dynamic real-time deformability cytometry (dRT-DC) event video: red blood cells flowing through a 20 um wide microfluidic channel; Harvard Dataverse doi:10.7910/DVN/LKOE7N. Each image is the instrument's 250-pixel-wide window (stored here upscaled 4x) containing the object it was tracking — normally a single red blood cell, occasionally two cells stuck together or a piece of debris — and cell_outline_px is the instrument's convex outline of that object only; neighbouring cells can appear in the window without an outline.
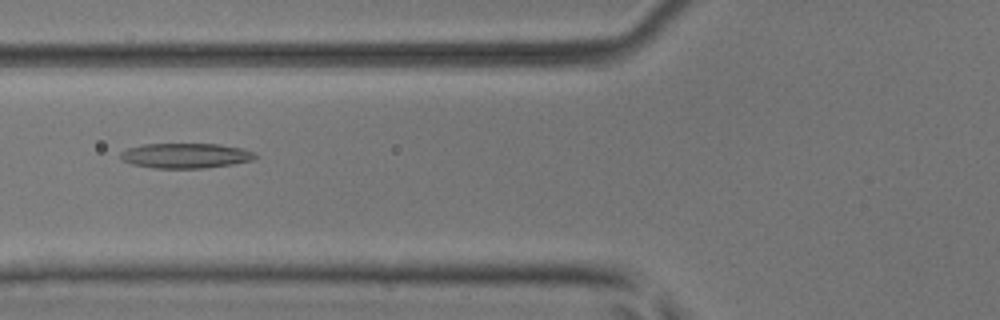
{"species": "common noctule bat (a hibernating species)", "species_latin": "Nyctalus noctula", "temperature_condition": "room temperature", "stored_images_in_passage": 5, "camera_frame_rate_fps": 3000, "um_per_image_px": 0.085, "animal": {"sex": "male", "body_mass_g": 17.9, "forearm_length_mm": 54.2}, "frame": {"image": 1, "passage_image": 4, "time_ms": 1.0, "image_size_px": [1000, 320], "cell_outline_px": [[256, 156], [252, 160], [232, 164], [204, 168], [152, 168], [132, 164], [124, 160], [120, 156], [120, 152], [128, 148], [144, 144], [220, 144], [244, 148], [256, 152]], "centroid_in_image_um": [15.8, 13.22], "position_along_channel_um": 110.0, "area_um2": 19.65}}
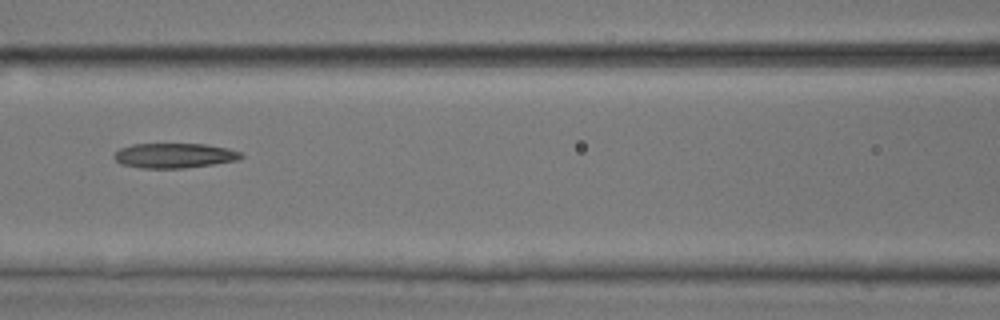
{"frame": {"image": 2, "passage_image": 5, "time_ms": 1.333, "image_size_px": [1000, 320], "cell_outline_px": [[244, 156], [240, 160], [184, 168], [140, 168], [120, 164], [112, 156], [120, 148], [132, 144], [204, 144], [228, 148], [244, 152]], "centroid_in_image_um": [14.85, 13.22], "position_along_channel_um": 151.8, "area_um2": 18.55}}